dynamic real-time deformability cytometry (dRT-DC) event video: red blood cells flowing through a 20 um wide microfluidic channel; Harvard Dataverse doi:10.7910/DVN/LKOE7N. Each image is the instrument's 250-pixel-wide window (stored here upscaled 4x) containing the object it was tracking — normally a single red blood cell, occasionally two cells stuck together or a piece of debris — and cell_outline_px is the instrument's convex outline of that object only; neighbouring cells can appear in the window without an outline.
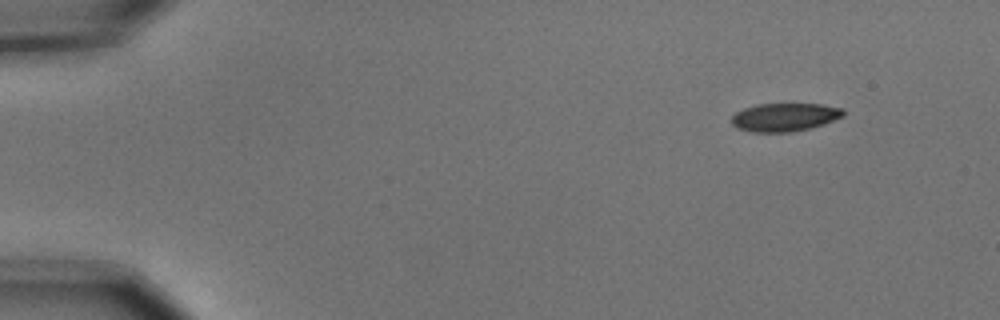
{"species": "common noctule bat (a hibernating species)", "species_latin": "Nyctalus noctula", "temperature_condition": "cold", "stored_images_in_passage": 5, "segment_of_instrument_passage": [2, 2], "camera_frame_rate_fps": 3000, "um_per_image_px": 0.085, "animal": {"sex": "male", "body_mass_g": 15.6}, "frame": {"image": 1, "passage_image": 5, "time_ms": 1.333, "image_size_px": [1000, 320], "cell_outline_px": [[844, 116], [808, 128], [792, 132], [752, 132], [736, 128], [732, 124], [732, 116], [736, 112], [744, 108], [756, 104], [820, 104], [844, 108]], "centroid_in_image_um": [66.66, 9.95], "position_along_channel_um": 18.3, "area_um2": 18.26}}